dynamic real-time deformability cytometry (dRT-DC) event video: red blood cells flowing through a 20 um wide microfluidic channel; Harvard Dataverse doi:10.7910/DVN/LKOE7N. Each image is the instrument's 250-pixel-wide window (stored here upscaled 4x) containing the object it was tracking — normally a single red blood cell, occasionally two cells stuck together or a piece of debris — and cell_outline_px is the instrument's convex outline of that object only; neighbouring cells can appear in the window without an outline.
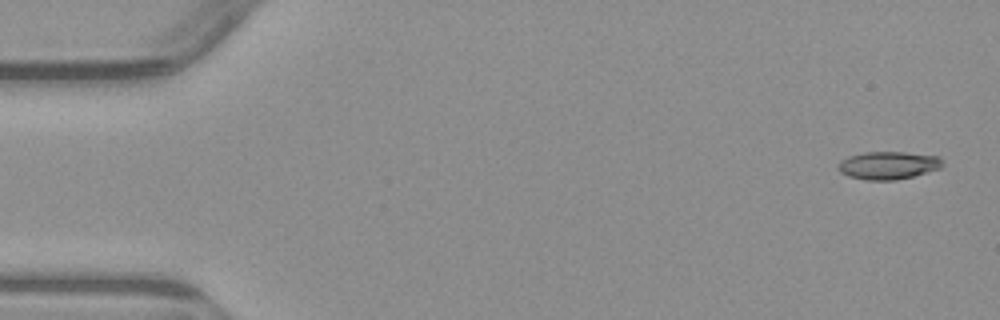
{"species": "common noctule bat (a hibernating species)", "species_latin": "Nyctalus noctula", "temperature_condition": "warm", "stored_images_in_passage": 5, "camera_frame_rate_fps": 3000, "um_per_image_px": 0.085, "animal": {"sex": "male", "body_mass_g": 23.1, "forearm_length_mm": 52.7}, "frame": {"image": 1, "passage_image": 1, "time_ms": 0.0, "image_size_px": [1000, 320], "cell_outline_px": [[940, 168], [912, 176], [896, 180], [864, 180], [848, 176], [840, 172], [836, 168], [840, 160], [848, 156], [864, 152], [904, 152], [940, 156]], "centroid_in_image_um": [75.42, 14.05], "position_along_channel_um": 9.6, "area_um2": 16.88}}
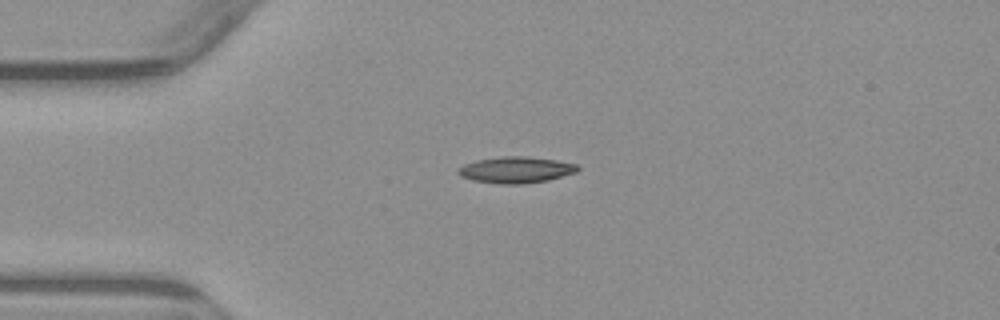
{"frame": {"image": 2, "passage_image": 4, "time_ms": 3.667, "image_size_px": [1000, 320], "cell_outline_px": [[580, 168], [576, 172], [548, 180], [524, 184], [500, 184], [472, 180], [460, 176], [456, 172], [464, 164], [476, 160], [504, 156], [524, 156], [556, 160], [576, 164]], "centroid_in_image_um": [43.84, 14.44], "position_along_channel_um": 41.2, "area_um2": 18.26}}